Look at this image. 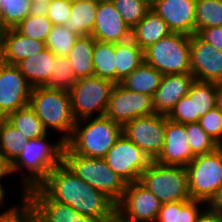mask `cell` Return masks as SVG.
<instances>
[{
	"instance_id": "cell-52",
	"label": "cell",
	"mask_w": 222,
	"mask_h": 222,
	"mask_svg": "<svg viewBox=\"0 0 222 222\" xmlns=\"http://www.w3.org/2000/svg\"><path fill=\"white\" fill-rule=\"evenodd\" d=\"M146 2L148 5L152 6L156 0H142Z\"/></svg>"
},
{
	"instance_id": "cell-1",
	"label": "cell",
	"mask_w": 222,
	"mask_h": 222,
	"mask_svg": "<svg viewBox=\"0 0 222 222\" xmlns=\"http://www.w3.org/2000/svg\"><path fill=\"white\" fill-rule=\"evenodd\" d=\"M38 187L50 199L99 222L107 221L116 212V204L110 198L78 178L64 163L56 166Z\"/></svg>"
},
{
	"instance_id": "cell-53",
	"label": "cell",
	"mask_w": 222,
	"mask_h": 222,
	"mask_svg": "<svg viewBox=\"0 0 222 222\" xmlns=\"http://www.w3.org/2000/svg\"><path fill=\"white\" fill-rule=\"evenodd\" d=\"M67 3H69V4H74V3H76L77 1H80V0H65Z\"/></svg>"
},
{
	"instance_id": "cell-17",
	"label": "cell",
	"mask_w": 222,
	"mask_h": 222,
	"mask_svg": "<svg viewBox=\"0 0 222 222\" xmlns=\"http://www.w3.org/2000/svg\"><path fill=\"white\" fill-rule=\"evenodd\" d=\"M195 156L188 142L185 124L174 122L166 116L165 142L154 161L163 165L186 167Z\"/></svg>"
},
{
	"instance_id": "cell-32",
	"label": "cell",
	"mask_w": 222,
	"mask_h": 222,
	"mask_svg": "<svg viewBox=\"0 0 222 222\" xmlns=\"http://www.w3.org/2000/svg\"><path fill=\"white\" fill-rule=\"evenodd\" d=\"M27 139L5 118H0V153L12 163L27 145Z\"/></svg>"
},
{
	"instance_id": "cell-10",
	"label": "cell",
	"mask_w": 222,
	"mask_h": 222,
	"mask_svg": "<svg viewBox=\"0 0 222 222\" xmlns=\"http://www.w3.org/2000/svg\"><path fill=\"white\" fill-rule=\"evenodd\" d=\"M166 116L151 114L137 117L123 126V135L140 148L151 160H155L165 142Z\"/></svg>"
},
{
	"instance_id": "cell-44",
	"label": "cell",
	"mask_w": 222,
	"mask_h": 222,
	"mask_svg": "<svg viewBox=\"0 0 222 222\" xmlns=\"http://www.w3.org/2000/svg\"><path fill=\"white\" fill-rule=\"evenodd\" d=\"M197 35L222 52V27L213 26L200 30Z\"/></svg>"
},
{
	"instance_id": "cell-40",
	"label": "cell",
	"mask_w": 222,
	"mask_h": 222,
	"mask_svg": "<svg viewBox=\"0 0 222 222\" xmlns=\"http://www.w3.org/2000/svg\"><path fill=\"white\" fill-rule=\"evenodd\" d=\"M0 222H39V219L35 209L25 200L0 212Z\"/></svg>"
},
{
	"instance_id": "cell-51",
	"label": "cell",
	"mask_w": 222,
	"mask_h": 222,
	"mask_svg": "<svg viewBox=\"0 0 222 222\" xmlns=\"http://www.w3.org/2000/svg\"><path fill=\"white\" fill-rule=\"evenodd\" d=\"M105 222H129L122 218L117 212H115L107 221Z\"/></svg>"
},
{
	"instance_id": "cell-39",
	"label": "cell",
	"mask_w": 222,
	"mask_h": 222,
	"mask_svg": "<svg viewBox=\"0 0 222 222\" xmlns=\"http://www.w3.org/2000/svg\"><path fill=\"white\" fill-rule=\"evenodd\" d=\"M185 130L192 152L203 155L214 151L219 145L202 129L198 122L186 123Z\"/></svg>"
},
{
	"instance_id": "cell-7",
	"label": "cell",
	"mask_w": 222,
	"mask_h": 222,
	"mask_svg": "<svg viewBox=\"0 0 222 222\" xmlns=\"http://www.w3.org/2000/svg\"><path fill=\"white\" fill-rule=\"evenodd\" d=\"M191 36L171 33L144 50V62L166 74L191 73Z\"/></svg>"
},
{
	"instance_id": "cell-48",
	"label": "cell",
	"mask_w": 222,
	"mask_h": 222,
	"mask_svg": "<svg viewBox=\"0 0 222 222\" xmlns=\"http://www.w3.org/2000/svg\"><path fill=\"white\" fill-rule=\"evenodd\" d=\"M51 0H31L35 10H43Z\"/></svg>"
},
{
	"instance_id": "cell-13",
	"label": "cell",
	"mask_w": 222,
	"mask_h": 222,
	"mask_svg": "<svg viewBox=\"0 0 222 222\" xmlns=\"http://www.w3.org/2000/svg\"><path fill=\"white\" fill-rule=\"evenodd\" d=\"M162 206L158 197L139 182L128 183L116 212L129 222H155Z\"/></svg>"
},
{
	"instance_id": "cell-8",
	"label": "cell",
	"mask_w": 222,
	"mask_h": 222,
	"mask_svg": "<svg viewBox=\"0 0 222 222\" xmlns=\"http://www.w3.org/2000/svg\"><path fill=\"white\" fill-rule=\"evenodd\" d=\"M114 86L113 82L95 75L77 79L69 90L74 118L79 121L104 116Z\"/></svg>"
},
{
	"instance_id": "cell-27",
	"label": "cell",
	"mask_w": 222,
	"mask_h": 222,
	"mask_svg": "<svg viewBox=\"0 0 222 222\" xmlns=\"http://www.w3.org/2000/svg\"><path fill=\"white\" fill-rule=\"evenodd\" d=\"M144 62V51L132 40L115 44L116 84Z\"/></svg>"
},
{
	"instance_id": "cell-42",
	"label": "cell",
	"mask_w": 222,
	"mask_h": 222,
	"mask_svg": "<svg viewBox=\"0 0 222 222\" xmlns=\"http://www.w3.org/2000/svg\"><path fill=\"white\" fill-rule=\"evenodd\" d=\"M167 117L182 124L195 122L194 97L188 95L182 97Z\"/></svg>"
},
{
	"instance_id": "cell-9",
	"label": "cell",
	"mask_w": 222,
	"mask_h": 222,
	"mask_svg": "<svg viewBox=\"0 0 222 222\" xmlns=\"http://www.w3.org/2000/svg\"><path fill=\"white\" fill-rule=\"evenodd\" d=\"M185 169L191 199L207 204L222 184V146L195 156Z\"/></svg>"
},
{
	"instance_id": "cell-23",
	"label": "cell",
	"mask_w": 222,
	"mask_h": 222,
	"mask_svg": "<svg viewBox=\"0 0 222 222\" xmlns=\"http://www.w3.org/2000/svg\"><path fill=\"white\" fill-rule=\"evenodd\" d=\"M171 33L167 23L153 10H150L132 29L131 39L144 51Z\"/></svg>"
},
{
	"instance_id": "cell-41",
	"label": "cell",
	"mask_w": 222,
	"mask_h": 222,
	"mask_svg": "<svg viewBox=\"0 0 222 222\" xmlns=\"http://www.w3.org/2000/svg\"><path fill=\"white\" fill-rule=\"evenodd\" d=\"M198 123L213 141L222 146V111L217 106L200 117Z\"/></svg>"
},
{
	"instance_id": "cell-22",
	"label": "cell",
	"mask_w": 222,
	"mask_h": 222,
	"mask_svg": "<svg viewBox=\"0 0 222 222\" xmlns=\"http://www.w3.org/2000/svg\"><path fill=\"white\" fill-rule=\"evenodd\" d=\"M55 55L47 48L36 55L21 60L16 66L21 74L34 87L46 86L51 77Z\"/></svg>"
},
{
	"instance_id": "cell-34",
	"label": "cell",
	"mask_w": 222,
	"mask_h": 222,
	"mask_svg": "<svg viewBox=\"0 0 222 222\" xmlns=\"http://www.w3.org/2000/svg\"><path fill=\"white\" fill-rule=\"evenodd\" d=\"M53 23L48 19L43 10L30 13L15 29L22 35L46 43Z\"/></svg>"
},
{
	"instance_id": "cell-28",
	"label": "cell",
	"mask_w": 222,
	"mask_h": 222,
	"mask_svg": "<svg viewBox=\"0 0 222 222\" xmlns=\"http://www.w3.org/2000/svg\"><path fill=\"white\" fill-rule=\"evenodd\" d=\"M205 206L206 203L193 199L165 203L162 204L155 222H196Z\"/></svg>"
},
{
	"instance_id": "cell-54",
	"label": "cell",
	"mask_w": 222,
	"mask_h": 222,
	"mask_svg": "<svg viewBox=\"0 0 222 222\" xmlns=\"http://www.w3.org/2000/svg\"><path fill=\"white\" fill-rule=\"evenodd\" d=\"M94 1L103 2V1H110V0H94Z\"/></svg>"
},
{
	"instance_id": "cell-35",
	"label": "cell",
	"mask_w": 222,
	"mask_h": 222,
	"mask_svg": "<svg viewBox=\"0 0 222 222\" xmlns=\"http://www.w3.org/2000/svg\"><path fill=\"white\" fill-rule=\"evenodd\" d=\"M213 26L222 27V0H196L195 34Z\"/></svg>"
},
{
	"instance_id": "cell-45",
	"label": "cell",
	"mask_w": 222,
	"mask_h": 222,
	"mask_svg": "<svg viewBox=\"0 0 222 222\" xmlns=\"http://www.w3.org/2000/svg\"><path fill=\"white\" fill-rule=\"evenodd\" d=\"M206 207L211 211L222 213V184L208 201Z\"/></svg>"
},
{
	"instance_id": "cell-2",
	"label": "cell",
	"mask_w": 222,
	"mask_h": 222,
	"mask_svg": "<svg viewBox=\"0 0 222 222\" xmlns=\"http://www.w3.org/2000/svg\"><path fill=\"white\" fill-rule=\"evenodd\" d=\"M48 137L47 134L40 138L29 139L25 148L11 163L12 173L21 174H19L22 188L20 202L26 200L28 190L38 187L56 166L63 163L66 142L62 139L54 143L48 142Z\"/></svg>"
},
{
	"instance_id": "cell-33",
	"label": "cell",
	"mask_w": 222,
	"mask_h": 222,
	"mask_svg": "<svg viewBox=\"0 0 222 222\" xmlns=\"http://www.w3.org/2000/svg\"><path fill=\"white\" fill-rule=\"evenodd\" d=\"M187 95L194 97L195 122L217 106L216 83L195 80Z\"/></svg>"
},
{
	"instance_id": "cell-11",
	"label": "cell",
	"mask_w": 222,
	"mask_h": 222,
	"mask_svg": "<svg viewBox=\"0 0 222 222\" xmlns=\"http://www.w3.org/2000/svg\"><path fill=\"white\" fill-rule=\"evenodd\" d=\"M107 165L127 184L138 182L152 160L123 134L104 157Z\"/></svg>"
},
{
	"instance_id": "cell-21",
	"label": "cell",
	"mask_w": 222,
	"mask_h": 222,
	"mask_svg": "<svg viewBox=\"0 0 222 222\" xmlns=\"http://www.w3.org/2000/svg\"><path fill=\"white\" fill-rule=\"evenodd\" d=\"M46 49V43L20 34L15 28L0 32V56L3 63L16 65Z\"/></svg>"
},
{
	"instance_id": "cell-46",
	"label": "cell",
	"mask_w": 222,
	"mask_h": 222,
	"mask_svg": "<svg viewBox=\"0 0 222 222\" xmlns=\"http://www.w3.org/2000/svg\"><path fill=\"white\" fill-rule=\"evenodd\" d=\"M196 222H222V213L211 211L206 207Z\"/></svg>"
},
{
	"instance_id": "cell-3",
	"label": "cell",
	"mask_w": 222,
	"mask_h": 222,
	"mask_svg": "<svg viewBox=\"0 0 222 222\" xmlns=\"http://www.w3.org/2000/svg\"><path fill=\"white\" fill-rule=\"evenodd\" d=\"M123 134V126L106 116L76 121L66 146L75 154L104 158Z\"/></svg>"
},
{
	"instance_id": "cell-47",
	"label": "cell",
	"mask_w": 222,
	"mask_h": 222,
	"mask_svg": "<svg viewBox=\"0 0 222 222\" xmlns=\"http://www.w3.org/2000/svg\"><path fill=\"white\" fill-rule=\"evenodd\" d=\"M11 174H13L11 163L0 153V183H3L1 180Z\"/></svg>"
},
{
	"instance_id": "cell-20",
	"label": "cell",
	"mask_w": 222,
	"mask_h": 222,
	"mask_svg": "<svg viewBox=\"0 0 222 222\" xmlns=\"http://www.w3.org/2000/svg\"><path fill=\"white\" fill-rule=\"evenodd\" d=\"M194 81L195 78L191 73L164 75L152 97L155 113L168 116L176 103L189 93Z\"/></svg>"
},
{
	"instance_id": "cell-37",
	"label": "cell",
	"mask_w": 222,
	"mask_h": 222,
	"mask_svg": "<svg viewBox=\"0 0 222 222\" xmlns=\"http://www.w3.org/2000/svg\"><path fill=\"white\" fill-rule=\"evenodd\" d=\"M76 81L77 79L68 58L55 55L53 71H51V77L46 87L69 91Z\"/></svg>"
},
{
	"instance_id": "cell-50",
	"label": "cell",
	"mask_w": 222,
	"mask_h": 222,
	"mask_svg": "<svg viewBox=\"0 0 222 222\" xmlns=\"http://www.w3.org/2000/svg\"><path fill=\"white\" fill-rule=\"evenodd\" d=\"M3 186L4 185L2 183H0V207L6 206V204L4 203V201L6 199V194H5L6 193V190H5L6 187L3 188Z\"/></svg>"
},
{
	"instance_id": "cell-14",
	"label": "cell",
	"mask_w": 222,
	"mask_h": 222,
	"mask_svg": "<svg viewBox=\"0 0 222 222\" xmlns=\"http://www.w3.org/2000/svg\"><path fill=\"white\" fill-rule=\"evenodd\" d=\"M33 87L16 65H0V118L29 105Z\"/></svg>"
},
{
	"instance_id": "cell-5",
	"label": "cell",
	"mask_w": 222,
	"mask_h": 222,
	"mask_svg": "<svg viewBox=\"0 0 222 222\" xmlns=\"http://www.w3.org/2000/svg\"><path fill=\"white\" fill-rule=\"evenodd\" d=\"M63 163L80 179L103 192L115 204L123 197L127 183L106 163L104 158H88L64 148Z\"/></svg>"
},
{
	"instance_id": "cell-18",
	"label": "cell",
	"mask_w": 222,
	"mask_h": 222,
	"mask_svg": "<svg viewBox=\"0 0 222 222\" xmlns=\"http://www.w3.org/2000/svg\"><path fill=\"white\" fill-rule=\"evenodd\" d=\"M196 0H156L151 6L173 33L195 34Z\"/></svg>"
},
{
	"instance_id": "cell-36",
	"label": "cell",
	"mask_w": 222,
	"mask_h": 222,
	"mask_svg": "<svg viewBox=\"0 0 222 222\" xmlns=\"http://www.w3.org/2000/svg\"><path fill=\"white\" fill-rule=\"evenodd\" d=\"M78 37L64 25H54L46 40V48L56 56H67Z\"/></svg>"
},
{
	"instance_id": "cell-6",
	"label": "cell",
	"mask_w": 222,
	"mask_h": 222,
	"mask_svg": "<svg viewBox=\"0 0 222 222\" xmlns=\"http://www.w3.org/2000/svg\"><path fill=\"white\" fill-rule=\"evenodd\" d=\"M138 182L154 193L162 204L191 200L183 166L163 165L152 160Z\"/></svg>"
},
{
	"instance_id": "cell-38",
	"label": "cell",
	"mask_w": 222,
	"mask_h": 222,
	"mask_svg": "<svg viewBox=\"0 0 222 222\" xmlns=\"http://www.w3.org/2000/svg\"><path fill=\"white\" fill-rule=\"evenodd\" d=\"M124 22L133 29L151 10L142 0H111Z\"/></svg>"
},
{
	"instance_id": "cell-15",
	"label": "cell",
	"mask_w": 222,
	"mask_h": 222,
	"mask_svg": "<svg viewBox=\"0 0 222 222\" xmlns=\"http://www.w3.org/2000/svg\"><path fill=\"white\" fill-rule=\"evenodd\" d=\"M190 66L191 74L197 81H222V52L203 41L197 34L191 36Z\"/></svg>"
},
{
	"instance_id": "cell-25",
	"label": "cell",
	"mask_w": 222,
	"mask_h": 222,
	"mask_svg": "<svg viewBox=\"0 0 222 222\" xmlns=\"http://www.w3.org/2000/svg\"><path fill=\"white\" fill-rule=\"evenodd\" d=\"M163 76L164 75L160 71L143 62L126 76L120 84L130 91L147 94L153 97L161 84Z\"/></svg>"
},
{
	"instance_id": "cell-16",
	"label": "cell",
	"mask_w": 222,
	"mask_h": 222,
	"mask_svg": "<svg viewBox=\"0 0 222 222\" xmlns=\"http://www.w3.org/2000/svg\"><path fill=\"white\" fill-rule=\"evenodd\" d=\"M26 200L37 212L39 222H99L67 204L50 199L39 187L28 190Z\"/></svg>"
},
{
	"instance_id": "cell-4",
	"label": "cell",
	"mask_w": 222,
	"mask_h": 222,
	"mask_svg": "<svg viewBox=\"0 0 222 222\" xmlns=\"http://www.w3.org/2000/svg\"><path fill=\"white\" fill-rule=\"evenodd\" d=\"M29 106L50 133L51 129L60 134V139L67 142L74 130L76 119L73 116L69 91L64 89L34 87Z\"/></svg>"
},
{
	"instance_id": "cell-31",
	"label": "cell",
	"mask_w": 222,
	"mask_h": 222,
	"mask_svg": "<svg viewBox=\"0 0 222 222\" xmlns=\"http://www.w3.org/2000/svg\"><path fill=\"white\" fill-rule=\"evenodd\" d=\"M34 11L31 0H0V30L17 27Z\"/></svg>"
},
{
	"instance_id": "cell-19",
	"label": "cell",
	"mask_w": 222,
	"mask_h": 222,
	"mask_svg": "<svg viewBox=\"0 0 222 222\" xmlns=\"http://www.w3.org/2000/svg\"><path fill=\"white\" fill-rule=\"evenodd\" d=\"M92 36L98 41L115 44L131 39L132 29L124 22L111 0L98 2Z\"/></svg>"
},
{
	"instance_id": "cell-29",
	"label": "cell",
	"mask_w": 222,
	"mask_h": 222,
	"mask_svg": "<svg viewBox=\"0 0 222 222\" xmlns=\"http://www.w3.org/2000/svg\"><path fill=\"white\" fill-rule=\"evenodd\" d=\"M5 119L25 135L27 140L40 138L49 133L29 105L10 113Z\"/></svg>"
},
{
	"instance_id": "cell-12",
	"label": "cell",
	"mask_w": 222,
	"mask_h": 222,
	"mask_svg": "<svg viewBox=\"0 0 222 222\" xmlns=\"http://www.w3.org/2000/svg\"><path fill=\"white\" fill-rule=\"evenodd\" d=\"M154 113L152 96L130 91L119 83L112 89L104 116L124 126L137 117Z\"/></svg>"
},
{
	"instance_id": "cell-43",
	"label": "cell",
	"mask_w": 222,
	"mask_h": 222,
	"mask_svg": "<svg viewBox=\"0 0 222 222\" xmlns=\"http://www.w3.org/2000/svg\"><path fill=\"white\" fill-rule=\"evenodd\" d=\"M43 11L53 25H63L70 17L71 4L65 0H51Z\"/></svg>"
},
{
	"instance_id": "cell-26",
	"label": "cell",
	"mask_w": 222,
	"mask_h": 222,
	"mask_svg": "<svg viewBox=\"0 0 222 222\" xmlns=\"http://www.w3.org/2000/svg\"><path fill=\"white\" fill-rule=\"evenodd\" d=\"M97 8V1H77L71 5L70 17L63 25L79 36L92 35Z\"/></svg>"
},
{
	"instance_id": "cell-49",
	"label": "cell",
	"mask_w": 222,
	"mask_h": 222,
	"mask_svg": "<svg viewBox=\"0 0 222 222\" xmlns=\"http://www.w3.org/2000/svg\"><path fill=\"white\" fill-rule=\"evenodd\" d=\"M217 107L222 111V81L216 83Z\"/></svg>"
},
{
	"instance_id": "cell-24",
	"label": "cell",
	"mask_w": 222,
	"mask_h": 222,
	"mask_svg": "<svg viewBox=\"0 0 222 222\" xmlns=\"http://www.w3.org/2000/svg\"><path fill=\"white\" fill-rule=\"evenodd\" d=\"M96 39L92 35L79 36L66 56L76 79L94 76L93 51Z\"/></svg>"
},
{
	"instance_id": "cell-30",
	"label": "cell",
	"mask_w": 222,
	"mask_h": 222,
	"mask_svg": "<svg viewBox=\"0 0 222 222\" xmlns=\"http://www.w3.org/2000/svg\"><path fill=\"white\" fill-rule=\"evenodd\" d=\"M92 60L94 75L116 84L115 43L96 40Z\"/></svg>"
}]
</instances>
